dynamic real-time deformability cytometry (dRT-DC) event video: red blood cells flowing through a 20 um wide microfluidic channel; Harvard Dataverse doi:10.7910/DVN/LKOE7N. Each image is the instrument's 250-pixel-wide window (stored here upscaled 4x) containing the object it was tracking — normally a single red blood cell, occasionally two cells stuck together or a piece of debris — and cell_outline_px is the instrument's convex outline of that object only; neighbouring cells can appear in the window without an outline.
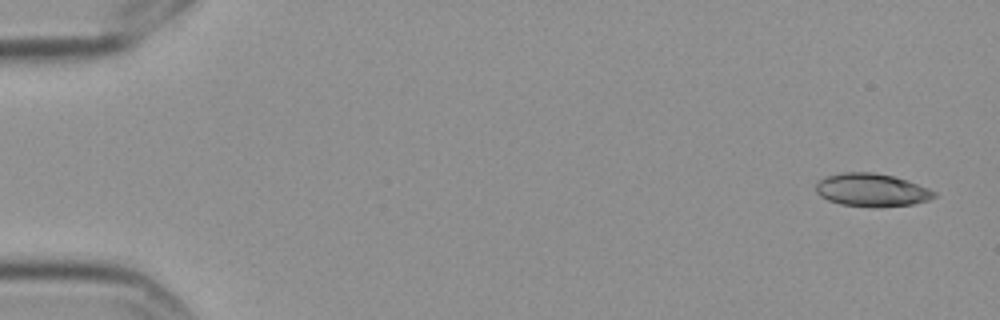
{"species": "Egyptian fruit bat (a non-hibernating species)", "species_latin": "Rousettus aegyptiacus", "temperature_condition": "cold", "stored_images_in_passage": 5, "camera_frame_rate_fps": 3000, "um_per_image_px": 0.085, "frame": {"image": 1, "passage_image": 1, "time_ms": 0.0, "image_size_px": [1000, 320], "cell_outline_px": [[936, 196], [928, 200], [912, 204], [880, 208], [872, 208], [840, 204], [828, 200], [820, 196], [816, 192], [816, 184], [824, 176], [840, 172], [872, 172], [892, 176], [908, 180], [928, 188], [936, 192]], "centroid_in_image_um": [74.08, 16.16], "position_along_channel_um": 10.9, "area_um2": 23.06}}
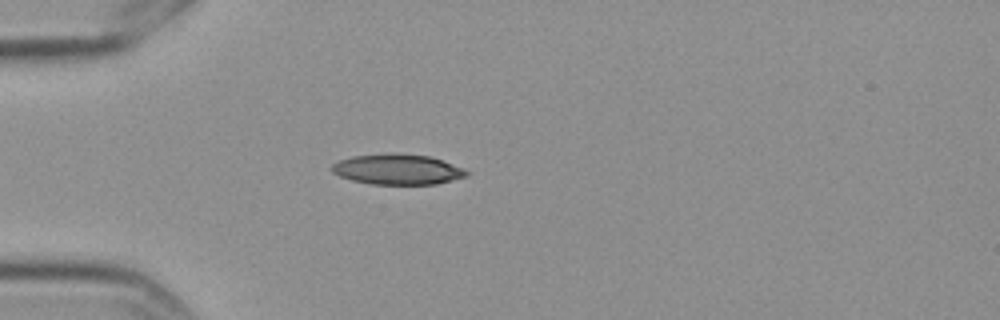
{"frame": {"image": 2, "passage_image": 5, "time_ms": 1.333, "image_size_px": [1000, 320], "cell_outline_px": [[468, 176], [436, 184], [372, 184], [352, 180], [340, 176], [332, 172], [328, 168], [332, 164], [340, 160], [352, 156], [392, 152], [396, 152], [432, 156], [464, 168], [468, 172]], "centroid_in_image_um": [33.79, 14.38], "position_along_channel_um": 51.2, "area_um2": 24.22}}